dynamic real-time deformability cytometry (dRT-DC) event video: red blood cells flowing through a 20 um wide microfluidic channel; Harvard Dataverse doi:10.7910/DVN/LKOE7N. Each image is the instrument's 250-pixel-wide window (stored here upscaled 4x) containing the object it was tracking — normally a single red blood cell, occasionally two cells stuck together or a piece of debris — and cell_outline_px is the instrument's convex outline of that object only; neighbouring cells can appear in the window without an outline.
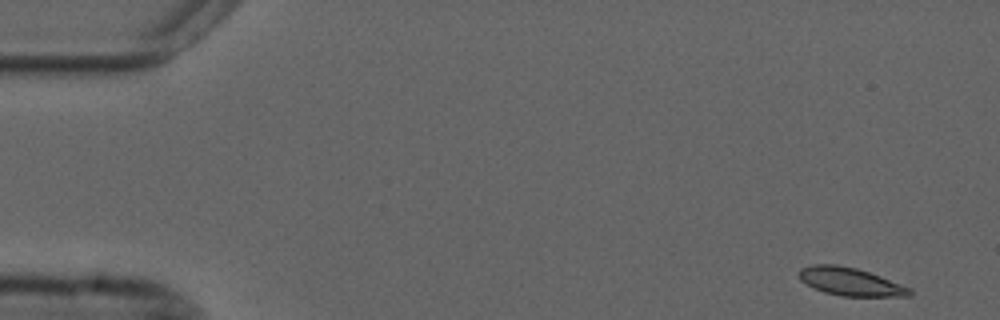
{"species": "common noctule bat (a hibernating species)", "species_latin": "Nyctalus noctula", "temperature_condition": "cold", "stored_images_in_passage": 53, "camera_frame_rate_fps": 3000, "um_per_image_px": 0.085, "animal": {"sex": "male", "forearm_length_mm": 52.5}, "frame": {"image": 1, "passage_image": 1, "time_ms": 0.0, "image_size_px": [1000, 320], "cell_outline_px": [[912, 296], [840, 296], [824, 292], [812, 288], [800, 280], [796, 272], [800, 268], [812, 264], [836, 264], [856, 268], [880, 276], [912, 288]], "centroid_in_image_um": [72.23, 23.94], "position_along_channel_um": 12.8, "area_um2": 18.26}}
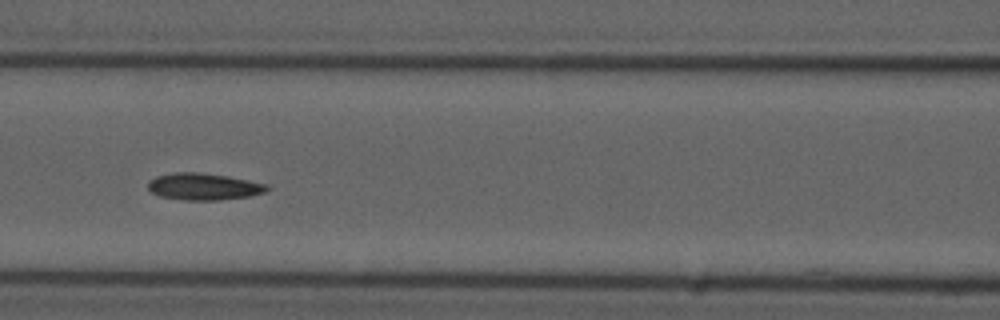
{"frame": {"image": 2, "passage_image": 22, "time_ms": 7.0, "image_size_px": [1000, 320], "cell_outline_px": [[272, 188], [264, 192], [248, 196], [216, 200], [184, 200], [160, 196], [152, 192], [148, 188], [148, 180], [156, 176], [172, 172], [200, 172], [228, 176], [268, 184]], "centroid_in_image_um": [17.3, 15.84], "position_along_channel_um": 149.3, "area_um2": 18.67}}
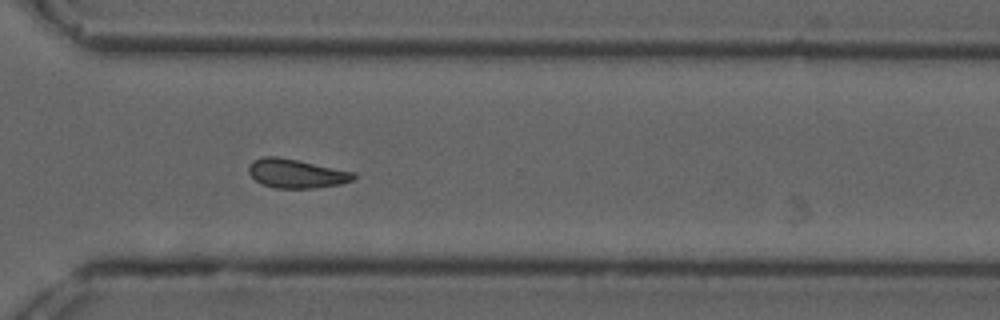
{"frame": {"image": 3, "passage_image": 38, "time_ms": 12.333, "image_size_px": [1000, 320], "cell_outline_px": [[356, 176], [352, 180], [340, 184], [316, 188], [276, 188], [264, 184], [256, 180], [248, 172], [248, 164], [252, 160], [260, 156], [276, 156], [356, 172]], "centroid_in_image_um": [25.17, 14.74], "position_along_channel_um": 345.4, "area_um2": 17.69}}